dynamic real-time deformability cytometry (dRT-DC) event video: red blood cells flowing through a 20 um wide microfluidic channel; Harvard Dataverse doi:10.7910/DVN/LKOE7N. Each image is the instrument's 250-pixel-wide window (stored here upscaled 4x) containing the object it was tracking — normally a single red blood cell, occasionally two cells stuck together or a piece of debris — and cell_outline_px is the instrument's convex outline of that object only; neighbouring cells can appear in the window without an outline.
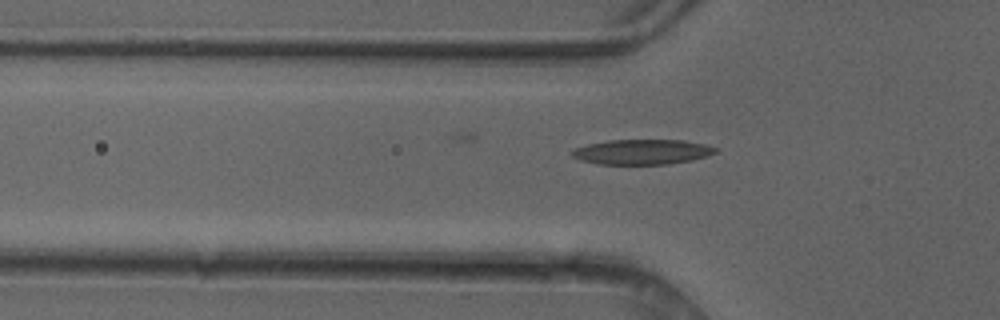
{"species": "common noctule bat (a hibernating species)", "species_latin": "Nyctalus noctula", "temperature_condition": "cold", "stored_images_in_passage": 27, "camera_frame_rate_fps": 3000, "um_per_image_px": 0.085, "animal": {"sex": "female"}, "frame": {"image": 1, "passage_image": 3, "time_ms": 0.667, "image_size_px": [1000, 320], "cell_outline_px": [[720, 148], [716, 152], [708, 156], [692, 160], [668, 164], [596, 164], [580, 160], [572, 156], [572, 152], [576, 148], [588, 144], [608, 140], [684, 140], [704, 144]], "centroid_in_image_um": [54.62, 12.91], "position_along_channel_um": 71.2, "area_um2": 20.98}}
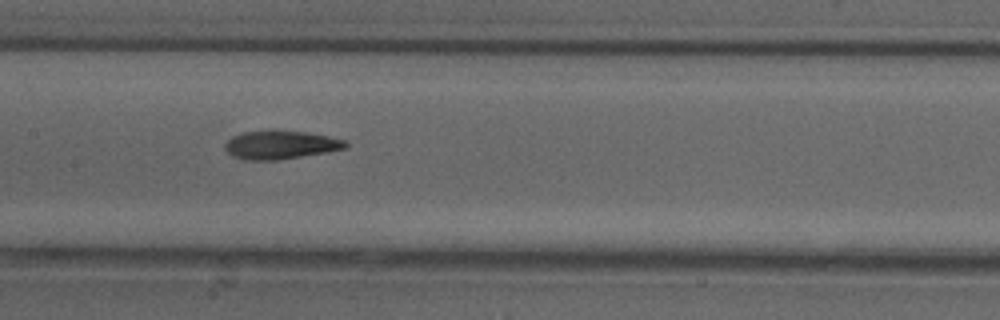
{"frame": {"image": 2, "passage_image": 11, "time_ms": 3.333, "image_size_px": [1000, 320], "cell_outline_px": [[348, 148], [328, 152], [280, 160], [244, 160], [232, 156], [224, 148], [224, 144], [232, 136], [244, 132], [268, 128], [276, 128], [308, 132], [328, 136], [344, 140], [348, 144]], "centroid_in_image_um": [23.84, 12.28], "position_along_channel_um": 183.6, "area_um2": 20.75}}
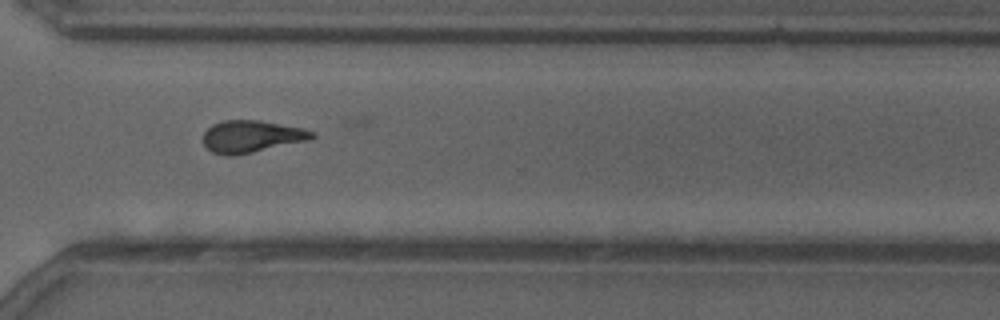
{"frame": {"image": 3, "passage_image": 23, "time_ms": 7.333, "image_size_px": [1000, 320], "cell_outline_px": [[316, 136], [308, 140], [252, 152], [232, 156], [228, 156], [212, 152], [204, 144], [204, 132], [212, 124], [224, 120], [260, 120], [304, 128], [316, 132]], "centroid_in_image_um": [21.39, 11.59], "position_along_channel_um": 349.2, "area_um2": 20.29}, "authors_computed_cell_mechanics": {"area_um2": 20.2878, "velocity_mm_per_s": 4.1691, "shape_relaxation_time_tau1_ms": 2.8098, "shape_relaxation_time_tau2_ms": 2.6848, "deformation_change_tau1": 0.1306, "deformation_change_tau2": 0.1126}}